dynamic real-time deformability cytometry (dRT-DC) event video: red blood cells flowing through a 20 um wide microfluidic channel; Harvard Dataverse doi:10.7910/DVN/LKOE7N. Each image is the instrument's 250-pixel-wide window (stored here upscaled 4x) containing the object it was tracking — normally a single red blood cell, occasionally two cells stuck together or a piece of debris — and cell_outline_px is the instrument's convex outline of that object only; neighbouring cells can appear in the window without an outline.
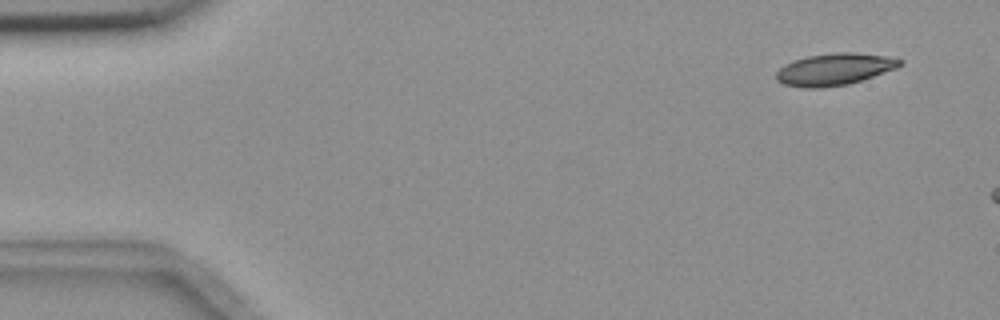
{"species": "common noctule bat (a hibernating species)", "species_latin": "Nyctalus noctula", "temperature_condition": "room temperature", "stored_images_in_passage": 3, "camera_frame_rate_fps": 3000, "um_per_image_px": 0.085, "animal": {"sex": "female", "body_mass_g": 18.4}, "frame": {"image": 1, "passage_image": 1, "time_ms": 0.0, "image_size_px": [1000, 320], "cell_outline_px": [[904, 64], [896, 68], [848, 84], [820, 88], [804, 88], [784, 84], [776, 80], [776, 72], [784, 64], [792, 60], [808, 56], [836, 52], [852, 52], [888, 56], [904, 60]], "centroid_in_image_um": [70.92, 5.88], "position_along_channel_um": 14.1, "area_um2": 23.0}}